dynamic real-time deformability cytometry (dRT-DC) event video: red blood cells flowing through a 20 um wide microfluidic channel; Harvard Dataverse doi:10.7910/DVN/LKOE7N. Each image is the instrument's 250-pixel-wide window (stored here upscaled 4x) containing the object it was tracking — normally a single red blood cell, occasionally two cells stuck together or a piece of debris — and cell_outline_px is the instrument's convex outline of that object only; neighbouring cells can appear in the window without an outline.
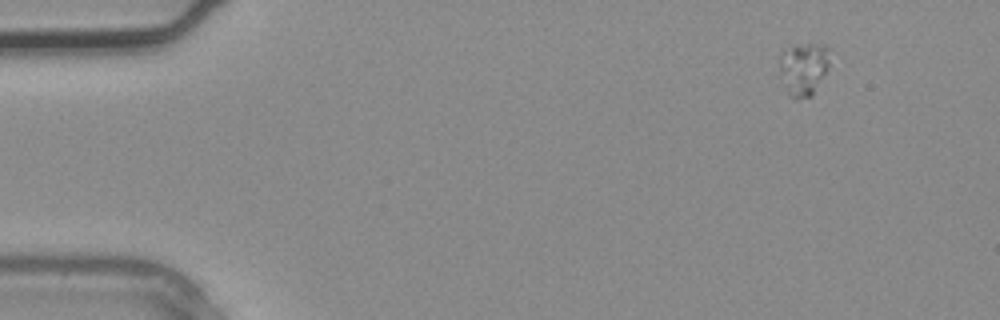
{"species": "common noctule bat (a hibernating species)", "species_latin": "Nyctalus noctula", "temperature_condition": "warm", "stored_images_in_passage": 4, "camera_frame_rate_fps": 3000, "um_per_image_px": 0.085, "animal": {"sex": "male", "body_mass_g": 20.4}, "frame": {"image": 1, "passage_image": 1, "time_ms": 0.0, "image_size_px": [1000, 320], "cell_outline_px": [[828, 68], [812, 96], [796, 100], [792, 100], [788, 96], [780, 72], [780, 52], [784, 48], [796, 44], [816, 44], [828, 48]], "centroid_in_image_um": [68.26, 5.86], "position_along_channel_um": 16.7, "area_um2": 15.61}}